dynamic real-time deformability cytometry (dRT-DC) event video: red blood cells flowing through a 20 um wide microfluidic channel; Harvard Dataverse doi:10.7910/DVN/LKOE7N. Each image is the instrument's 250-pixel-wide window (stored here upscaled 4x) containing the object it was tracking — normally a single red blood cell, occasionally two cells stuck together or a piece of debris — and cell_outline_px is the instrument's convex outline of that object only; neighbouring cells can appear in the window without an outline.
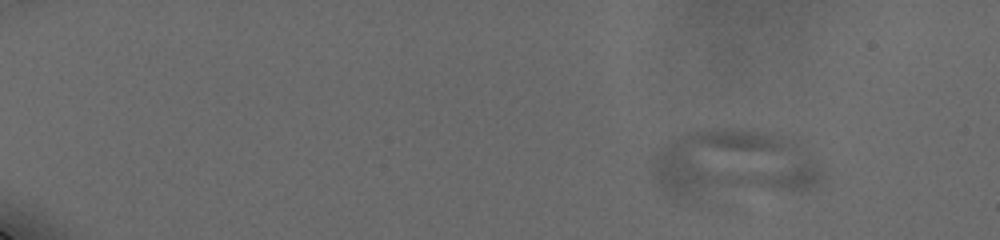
{"species": "human", "species_latin": "Homo sapiens", "temperature_condition": "cold", "stored_images_in_passage": 37, "camera_frame_rate_fps": 3000, "um_per_image_px": 0.085, "donor": {"sex": "male"}, "frame": {"image": 1, "passage_image": 13, "time_ms": 1.667, "image_size_px": [1000, 240], "cell_outline_px": [[828, 172], [820, 184], [804, 192], [696, 200], [676, 200], [668, 196], [656, 184], [652, 176], [652, 164], [656, 156], [664, 148], [684, 136], [696, 132], [712, 128], [744, 128], [772, 136], [804, 152], [820, 164]], "centroid_in_image_um": [62.33, 14.12], "position_along_channel_um": 22.7, "area_um2": 68.84}}